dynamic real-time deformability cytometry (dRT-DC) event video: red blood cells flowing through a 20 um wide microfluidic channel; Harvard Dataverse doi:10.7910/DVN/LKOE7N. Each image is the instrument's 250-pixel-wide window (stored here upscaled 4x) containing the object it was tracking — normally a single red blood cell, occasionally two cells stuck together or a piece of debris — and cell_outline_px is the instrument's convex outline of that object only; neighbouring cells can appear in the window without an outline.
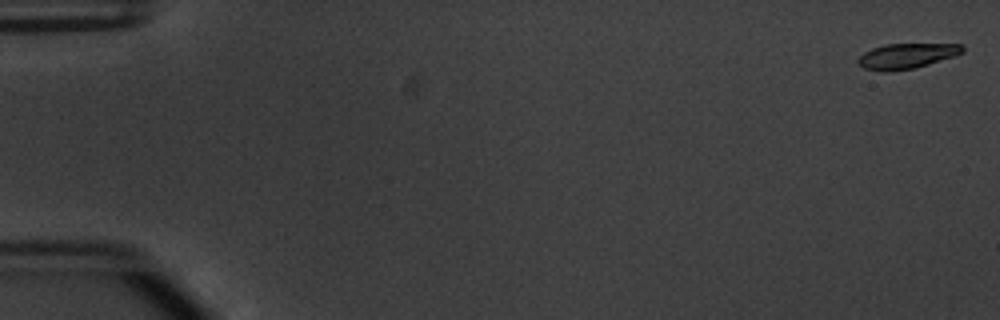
{"species": "common noctule bat (a hibernating species)", "species_latin": "Nyctalus noctula", "temperature_condition": "warm", "stored_images_in_passage": 53, "camera_frame_rate_fps": 3000, "um_per_image_px": 0.085, "animal": {"sex": "male", "body_mass_g": 20.1, "forearm_length_mm": 53.5}, "frame": {"image": 1, "passage_image": 1, "time_ms": 0.0, "image_size_px": [1000, 320], "cell_outline_px": [[964, 52], [916, 68], [888, 72], [880, 72], [864, 68], [856, 64], [856, 60], [864, 52], [872, 48], [888, 44], [964, 44]], "centroid_in_image_um": [77.01, 4.77], "position_along_channel_um": 8.0, "area_um2": 15.43}}
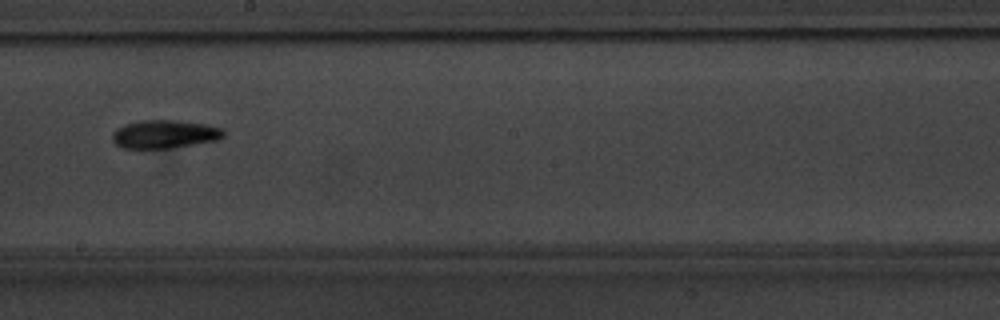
{"frame": {"image": 2, "passage_image": 31, "time_ms": 10.0, "image_size_px": [1000, 320], "cell_outline_px": [[224, 136], [220, 140], [196, 144], [168, 148], [124, 148], [116, 144], [112, 140], [112, 132], [116, 128], [124, 124], [144, 120], [176, 120], [204, 124], [224, 128]], "centroid_in_image_um": [14.01, 11.4], "position_along_channel_um": 234.2, "area_um2": 18.44}}
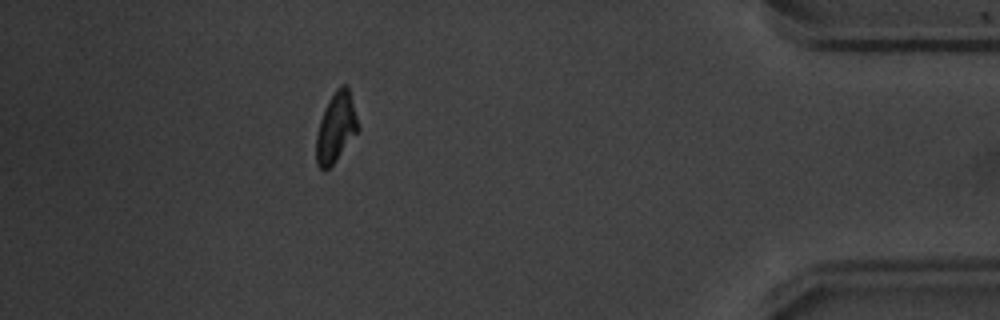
{"frame": {"image": 3, "passage_image": 48, "time_ms": 15.667, "image_size_px": [1000, 320], "cell_outline_px": [[360, 128], [336, 160], [324, 172], [316, 164], [316, 136], [320, 120], [328, 100], [336, 88], [340, 84], [348, 84]], "centroid_in_image_um": [28.56, 10.81], "position_along_channel_um": 406.6, "area_um2": 17.05}, "authors_computed_cell_mechanics": {"area_um2": 17.051, "velocity_mm_per_s": 3.8265, "shape_relaxation_time_tau1_ms": 2.4601, "shape_relaxation_time_tau2_ms": 6.3254, "deformation_change_tau1": 0.1556, "deformation_change_tau2": 0.1295}}